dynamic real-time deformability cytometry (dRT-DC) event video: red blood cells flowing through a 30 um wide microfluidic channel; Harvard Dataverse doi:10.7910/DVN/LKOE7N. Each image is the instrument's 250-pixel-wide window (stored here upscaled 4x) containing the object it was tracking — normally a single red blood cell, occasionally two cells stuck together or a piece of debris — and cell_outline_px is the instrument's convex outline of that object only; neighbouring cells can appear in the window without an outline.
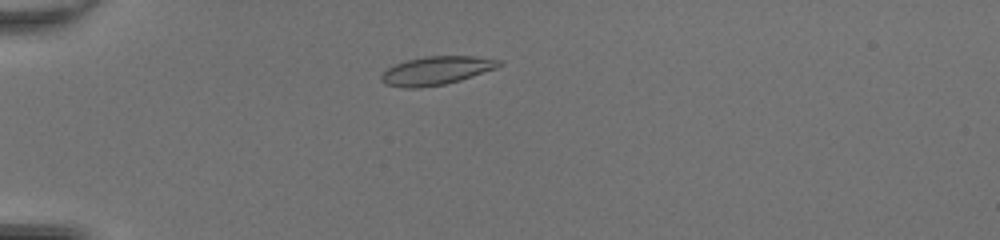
{"species": "common noctule bat (a hibernating species)", "species_latin": "Nyctalus noctula", "temperature_condition": "room temperature", "stored_images_in_passage": 42, "camera_frame_rate_fps": 3000, "um_per_image_px": 0.085, "animal": {"sex": "female", "body_mass_g": 20.0, "forearm_length_mm": 54.0}, "frame": {"image": 1, "passage_image": 8, "time_ms": 2.333, "image_size_px": [1000, 240], "cell_outline_px": [[504, 64], [496, 68], [460, 80], [444, 84], [420, 88], [404, 88], [384, 84], [380, 80], [380, 76], [388, 68], [404, 60], [428, 56], [472, 56], [500, 60]], "centroid_in_image_um": [37.06, 6.0], "position_along_channel_um": 47.9, "area_um2": 19.48}}
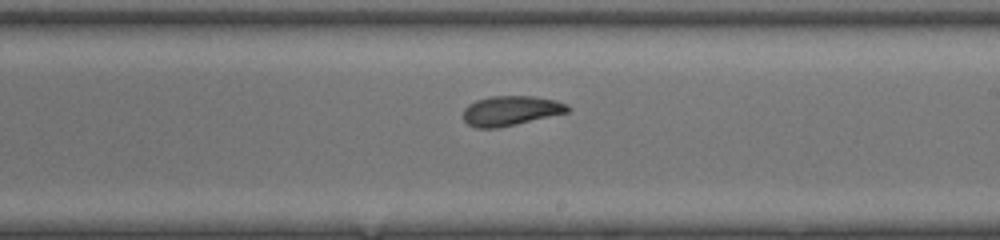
{"frame": {"image": 2, "passage_image": 24, "time_ms": 7.667, "image_size_px": [1000, 240], "cell_outline_px": [[572, 108], [568, 112], [516, 124], [496, 128], [476, 128], [468, 124], [464, 120], [464, 108], [468, 104], [476, 100], [492, 96], [532, 96], [556, 100], [568, 104]], "centroid_in_image_um": [43.42, 9.4], "position_along_channel_um": 245.6, "area_um2": 18.09}}
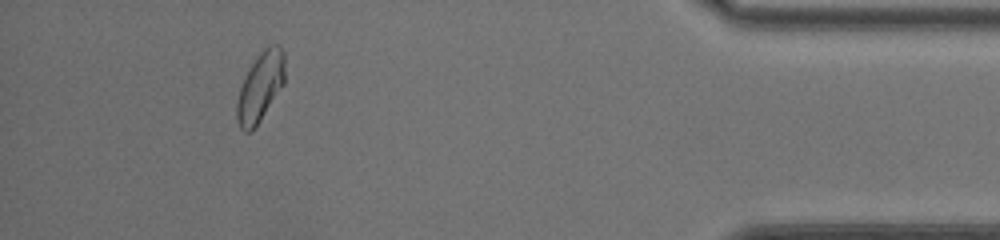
{"frame": {"image": 3, "passage_image": 39, "time_ms": 12.667, "image_size_px": [1000, 240], "cell_outline_px": [[284, 84], [252, 132], [244, 132], [240, 128], [236, 120], [236, 104], [240, 88], [252, 64], [260, 52], [268, 44], [280, 44], [284, 52]], "centroid_in_image_um": [22.13, 7.39], "position_along_channel_um": 413.1, "area_um2": 19.25}, "authors_computed_cell_mechanics": {"area_um2": 18.9295, "velocity_mm_per_s": 4.3037, "shape_relaxation_time_tau1_ms": 4.0436, "shape_relaxation_time_tau2_ms": 1.7072, "deformation_change_tau1": 0.1514, "deformation_change_tau2": 0.077}}